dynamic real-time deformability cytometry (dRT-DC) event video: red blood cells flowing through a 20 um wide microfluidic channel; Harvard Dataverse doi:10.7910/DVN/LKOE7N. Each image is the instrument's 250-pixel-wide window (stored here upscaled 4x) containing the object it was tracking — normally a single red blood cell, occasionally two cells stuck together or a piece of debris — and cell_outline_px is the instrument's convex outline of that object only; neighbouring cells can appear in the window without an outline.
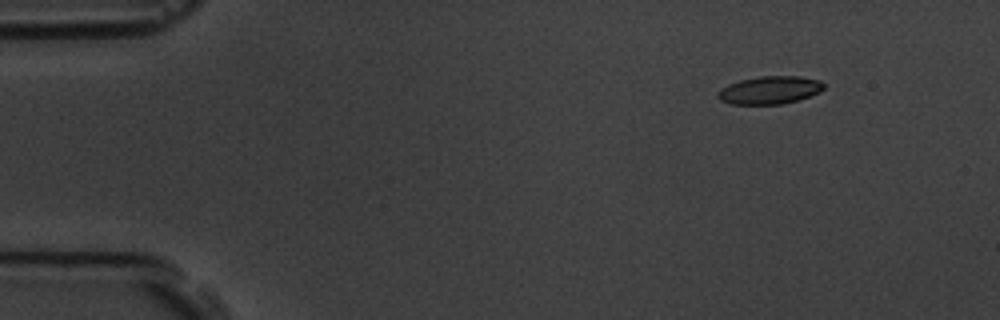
{"species": "common noctule bat (a hibernating species)", "species_latin": "Nyctalus noctula", "temperature_condition": "room temperature", "stored_images_in_passage": 4, "camera_frame_rate_fps": 3000, "um_per_image_px": 0.085, "animal": {"sex": "male", "body_mass_g": 19.5, "forearm_length_mm": 54.6}, "frame": {"image": 1, "passage_image": 1, "time_ms": 0.0, "image_size_px": [1000, 320], "cell_outline_px": [[824, 88], [820, 92], [800, 100], [784, 104], [732, 104], [720, 100], [716, 96], [720, 88], [728, 84], [740, 80], [760, 76], [800, 76], [820, 80], [824, 84]], "centroid_in_image_um": [65.44, 7.66], "position_along_channel_um": 19.6, "area_um2": 17.4}}
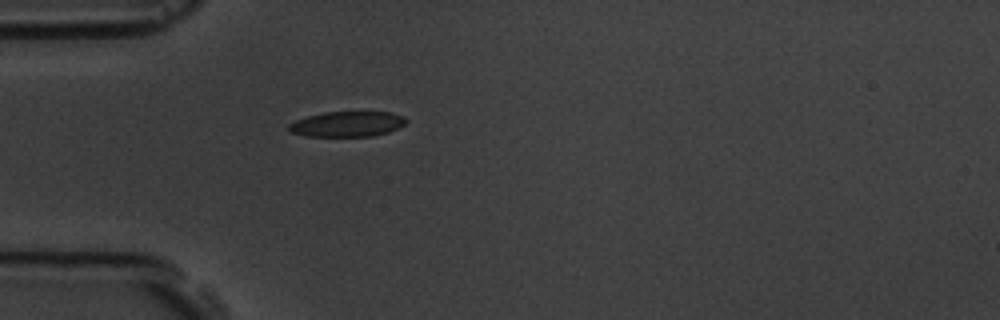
{"frame": {"image": 2, "passage_image": 4, "time_ms": 3.333, "image_size_px": [1000, 320], "cell_outline_px": [[408, 120], [404, 124], [388, 132], [372, 136], [304, 136], [292, 132], [288, 128], [288, 124], [296, 120], [308, 116], [324, 112], [392, 112], [404, 116]], "centroid_in_image_um": [29.52, 10.54], "position_along_channel_um": 55.5, "area_um2": 17.22}}